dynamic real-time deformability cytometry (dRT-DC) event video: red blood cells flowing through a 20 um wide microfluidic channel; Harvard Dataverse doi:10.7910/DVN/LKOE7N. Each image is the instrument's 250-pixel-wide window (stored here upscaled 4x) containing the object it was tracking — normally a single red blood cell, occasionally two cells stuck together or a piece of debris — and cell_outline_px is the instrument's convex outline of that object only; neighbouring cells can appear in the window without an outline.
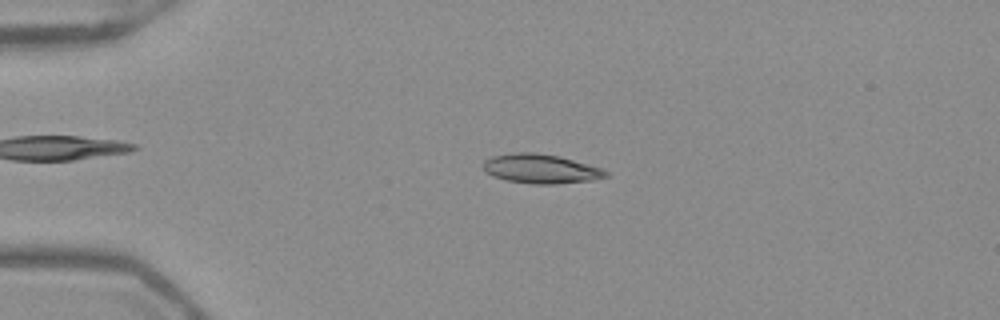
{"species": "Egyptian fruit bat (a non-hibernating species)", "species_latin": "Rousettus aegyptiacus", "temperature_condition": "warm", "stored_images_in_passage": 52, "camera_frame_rate_fps": 3000, "um_per_image_px": 0.085, "frame": {"image": 1, "passage_image": 12, "time_ms": 3.667, "image_size_px": [1000, 320], "cell_outline_px": [[608, 176], [592, 180], [556, 184], [532, 184], [504, 180], [492, 176], [484, 172], [484, 160], [492, 156], [512, 152], [536, 152], [560, 156], [588, 164], [600, 168], [608, 172]], "centroid_in_image_um": [45.93, 14.34], "position_along_channel_um": 39.1, "area_um2": 21.1}}
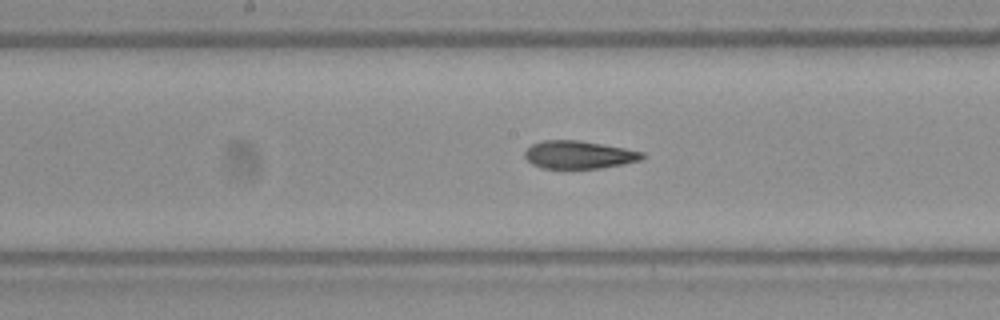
{"frame": {"image": 2, "passage_image": 27, "time_ms": 8.667, "image_size_px": [1000, 320], "cell_outline_px": [[644, 156], [640, 160], [624, 164], [600, 168], [540, 168], [532, 164], [524, 156], [524, 152], [532, 144], [544, 140], [576, 140], [624, 148], [644, 152]], "centroid_in_image_um": [49.18, 13.16], "position_along_channel_um": 199.0, "area_um2": 18.9}}
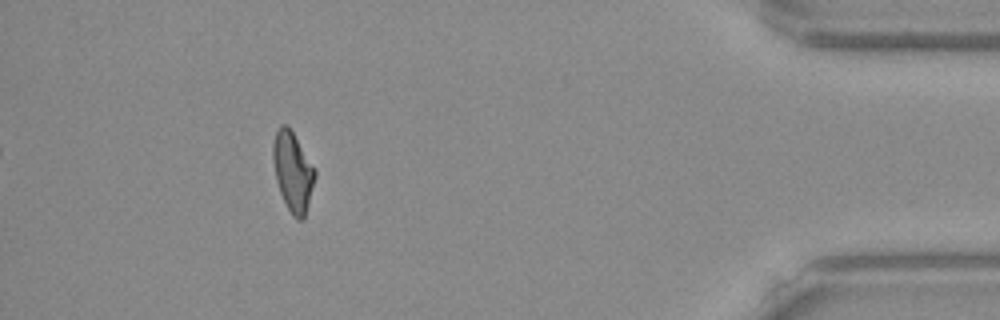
{"frame": {"image": 3, "passage_image": 47, "time_ms": 15.333, "image_size_px": [1000, 320], "cell_outline_px": [[316, 176], [304, 220], [296, 220], [292, 216], [280, 192], [276, 180], [272, 160], [272, 144], [276, 128], [280, 124], [288, 124], [316, 168]], "centroid_in_image_um": [24.89, 14.55], "position_along_channel_um": 410.3, "area_um2": 19.88}, "authors_computed_cell_mechanics": {"area_um2": 19.8832, "velocity_mm_per_s": 3.9471, "shape_relaxation_time_tau1_ms": null, "shape_relaxation_time_tau2_ms": 2.2115, "deformation_change_tau1": null, "deformation_change_tau2": 0.0972}}